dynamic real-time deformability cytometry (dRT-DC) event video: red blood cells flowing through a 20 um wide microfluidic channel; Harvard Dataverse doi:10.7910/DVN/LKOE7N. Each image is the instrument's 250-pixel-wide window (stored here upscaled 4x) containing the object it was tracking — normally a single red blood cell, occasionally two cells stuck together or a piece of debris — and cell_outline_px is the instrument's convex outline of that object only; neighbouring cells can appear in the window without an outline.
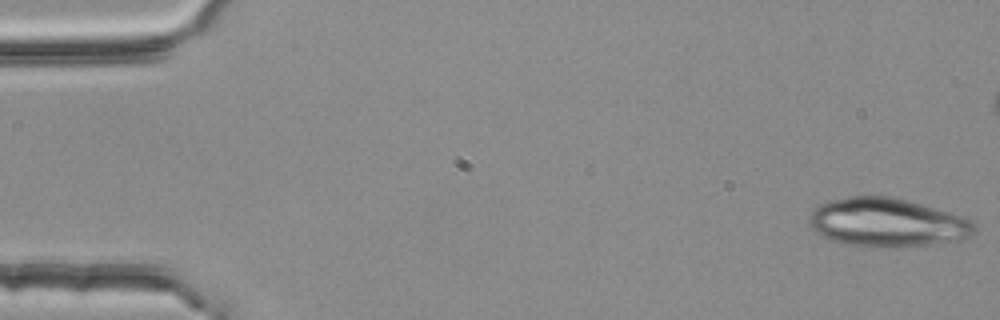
{"species": "common noctule bat (a hibernating species)", "species_latin": "Nyctalus noctula", "temperature_condition": "room temperature", "stored_images_in_passage": 4, "camera_frame_rate_fps": 3000, "um_per_image_px": 0.085, "animal": {"sex": "female", "body_mass_g": 25.1}, "frame": {"image": 1, "passage_image": 1, "time_ms": 0.0, "image_size_px": [1000, 320], "cell_outline_px": [[976, 228], [972, 236], [964, 240], [928, 244], [848, 244], [832, 240], [816, 232], [808, 224], [812, 212], [820, 204], [832, 200], [848, 196], [892, 196], [908, 200], [972, 220], [976, 224]], "centroid_in_image_um": [75.43, 18.87], "position_along_channel_um": 9.6, "area_um2": 45.43}}